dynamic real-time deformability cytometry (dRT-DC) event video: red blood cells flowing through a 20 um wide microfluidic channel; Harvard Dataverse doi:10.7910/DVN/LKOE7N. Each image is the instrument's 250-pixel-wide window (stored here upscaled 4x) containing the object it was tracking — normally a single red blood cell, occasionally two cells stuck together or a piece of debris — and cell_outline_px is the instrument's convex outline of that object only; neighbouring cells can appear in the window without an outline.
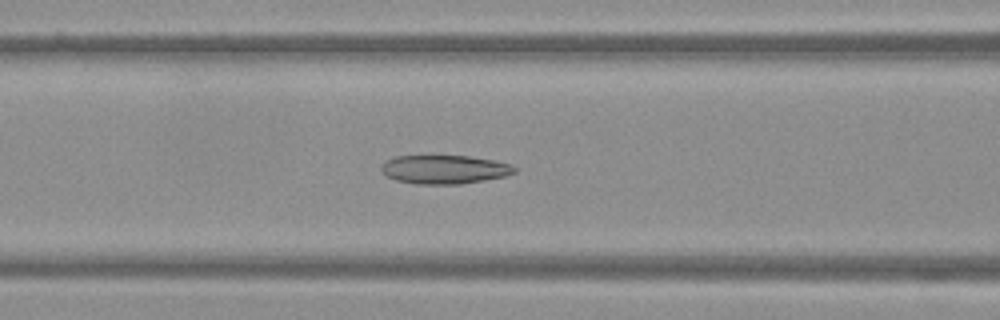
{"species": "Egyptian fruit bat (a non-hibernating species)", "species_latin": "Rousettus aegyptiacus", "temperature_condition": "warm", "stored_images_in_passage": 50, "camera_frame_rate_fps": 3000, "um_per_image_px": 0.085, "frame": {"image": 1, "passage_image": 21, "time_ms": 6.667, "image_size_px": [1000, 320], "cell_outline_px": [[516, 172], [504, 176], [484, 180], [460, 184], [416, 184], [396, 180], [384, 176], [380, 168], [380, 164], [396, 156], [468, 156], [492, 160], [512, 164], [516, 168]], "centroid_in_image_um": [37.74, 14.4], "position_along_channel_um": 128.9, "area_um2": 22.31}}
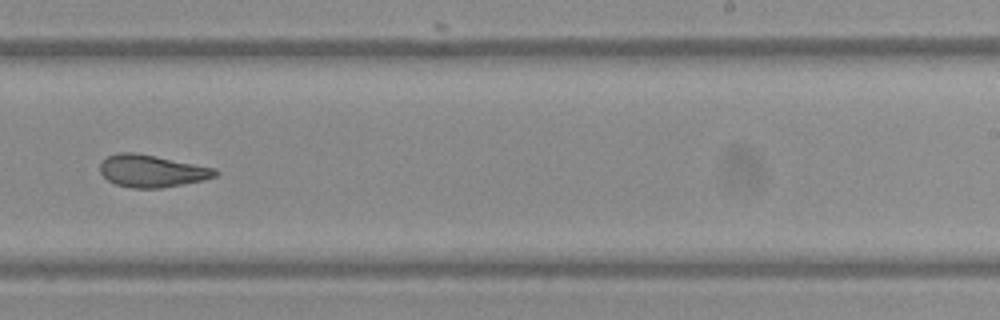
{"frame": {"image": 2, "passage_image": 32, "time_ms": 10.333, "image_size_px": [1000, 320], "cell_outline_px": [[220, 172], [216, 176], [204, 180], [184, 184], [160, 188], [132, 188], [116, 184], [108, 180], [100, 172], [100, 164], [108, 156], [120, 152], [136, 152], [216, 168]], "centroid_in_image_um": [12.93, 14.53], "position_along_channel_um": 276.1, "area_um2": 21.68}}
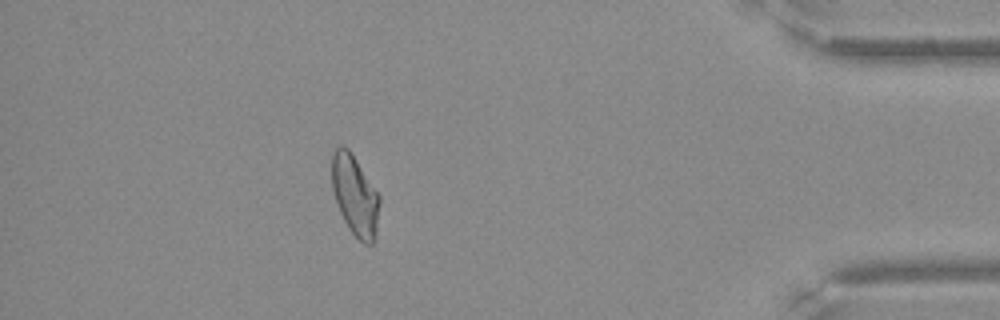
{"frame": {"image": 3, "passage_image": 45, "time_ms": 14.667, "image_size_px": [1000, 320], "cell_outline_px": [[380, 204], [376, 228], [372, 244], [364, 244], [348, 228], [340, 212], [332, 188], [332, 152], [336, 148], [348, 148], [380, 196]], "centroid_in_image_um": [30.17, 16.62], "position_along_channel_um": 405.0, "area_um2": 21.79}}